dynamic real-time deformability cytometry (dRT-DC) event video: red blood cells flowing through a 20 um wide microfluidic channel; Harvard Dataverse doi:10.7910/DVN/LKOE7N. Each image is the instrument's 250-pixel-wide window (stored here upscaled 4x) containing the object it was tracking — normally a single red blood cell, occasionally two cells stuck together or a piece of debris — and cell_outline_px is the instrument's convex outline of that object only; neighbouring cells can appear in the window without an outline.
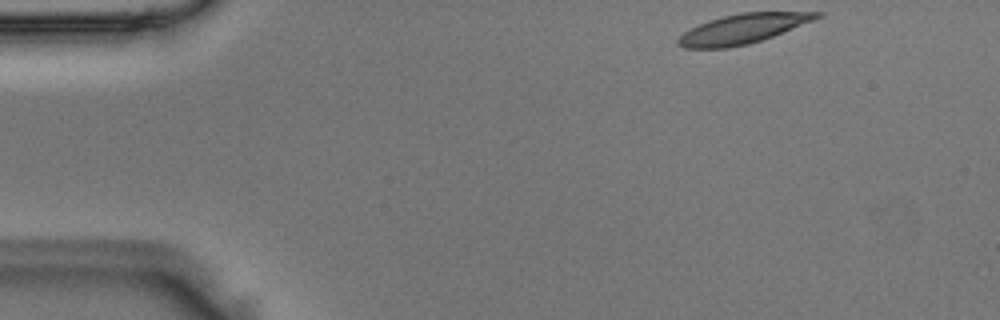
{"species": "Egyptian fruit bat (a non-hibernating species)", "species_latin": "Rousettus aegyptiacus", "temperature_condition": "room temperature", "stored_images_in_passage": 45, "camera_frame_rate_fps": 3000, "um_per_image_px": 0.085, "animal": {"sex": "male"}, "frame": {"image": 1, "passage_image": 1, "time_ms": 0.0, "image_size_px": [1000, 320], "cell_outline_px": [[824, 12], [820, 16], [812, 20], [772, 36], [748, 44], [728, 48], [684, 48], [676, 44], [676, 40], [684, 32], [700, 24], [724, 16], [740, 12]], "centroid_in_image_um": [63.08, 2.46], "position_along_channel_um": 21.9, "area_um2": 23.35}}
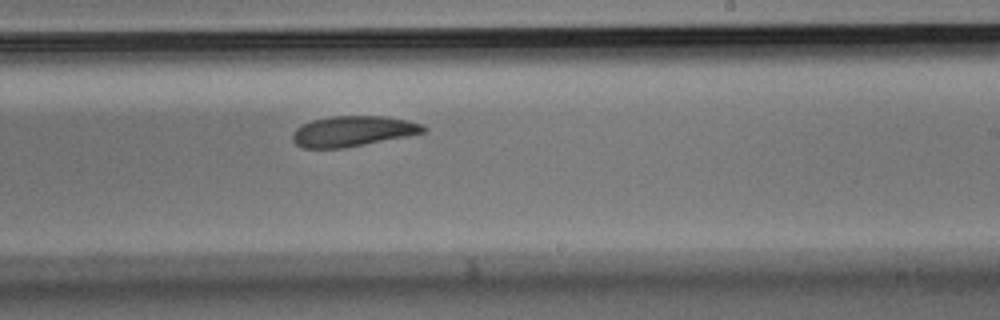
{"frame": {"image": 2, "passage_image": 25, "time_ms": 8.0, "image_size_px": [1000, 320], "cell_outline_px": [[428, 128], [424, 132], [408, 136], [344, 148], [304, 148], [296, 144], [292, 140], [292, 132], [300, 124], [312, 120], [332, 116], [388, 116], [408, 120], [424, 124]], "centroid_in_image_um": [30.0, 11.14], "position_along_channel_um": 259.0, "area_um2": 23.47}}
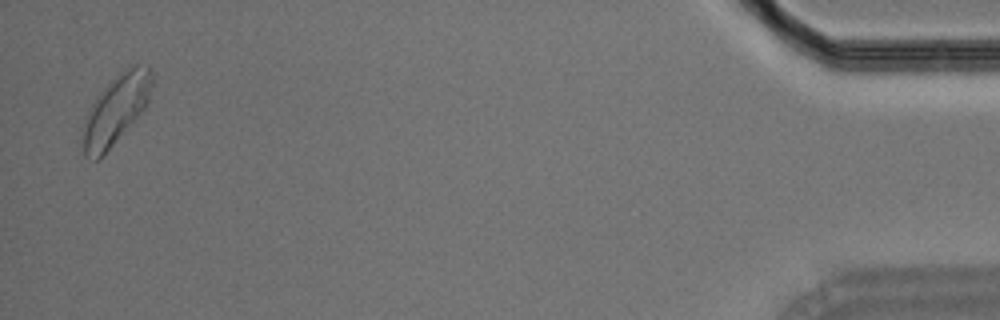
{"frame": {"image": 3, "passage_image": 44, "time_ms": 14.333, "image_size_px": [1000, 320], "cell_outline_px": [[152, 84], [148, 100], [144, 108], [100, 160], [96, 160], [84, 156], [80, 128], [96, 96], [116, 76], [132, 64], [148, 64], [152, 72]], "centroid_in_image_um": [9.82, 9.33], "position_along_channel_um": 425.4, "area_um2": 27.86}}